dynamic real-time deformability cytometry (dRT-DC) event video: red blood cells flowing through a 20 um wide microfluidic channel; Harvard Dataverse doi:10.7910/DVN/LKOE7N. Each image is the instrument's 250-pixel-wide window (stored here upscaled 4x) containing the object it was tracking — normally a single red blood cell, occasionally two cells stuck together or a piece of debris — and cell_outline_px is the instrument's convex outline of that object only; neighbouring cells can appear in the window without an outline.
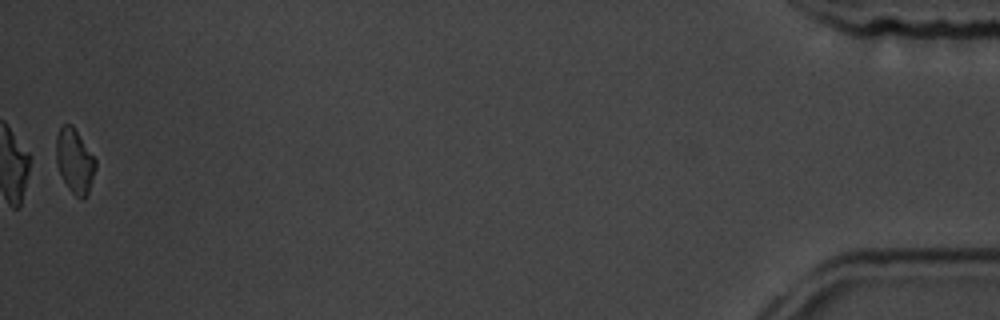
{"species": "common noctule bat (a hibernating species)", "species_latin": "Nyctalus noctula", "temperature_condition": "room temperature", "stored_images_in_passage": 14, "camera_frame_rate_fps": 3000, "um_per_image_px": 0.085, "animal": {"sex": "male", "body_mass_g": 19.5, "forearm_length_mm": 54.6}, "frame": {"image": 1, "passage_image": 14, "time_ms": 15.0, "image_size_px": [1000, 320], "cell_outline_px": [[96, 168], [88, 192], [84, 200], [80, 200], [68, 188], [60, 172], [56, 160], [56, 136], [60, 128], [64, 124], [72, 124], [96, 160]], "centroid_in_image_um": [6.35, 13.69], "position_along_channel_um": 428.8, "area_um2": 14.62}, "authors_computed_cell_mechanics": {"area_um2": 15.5482, "velocity_mm_per_s": 3.6827, "shape_relaxation_time_tau1_ms": 1.6228, "shape_relaxation_time_tau2_ms": null, "deformation_change_tau1": 0.0766, "deformation_change_tau2": null}}